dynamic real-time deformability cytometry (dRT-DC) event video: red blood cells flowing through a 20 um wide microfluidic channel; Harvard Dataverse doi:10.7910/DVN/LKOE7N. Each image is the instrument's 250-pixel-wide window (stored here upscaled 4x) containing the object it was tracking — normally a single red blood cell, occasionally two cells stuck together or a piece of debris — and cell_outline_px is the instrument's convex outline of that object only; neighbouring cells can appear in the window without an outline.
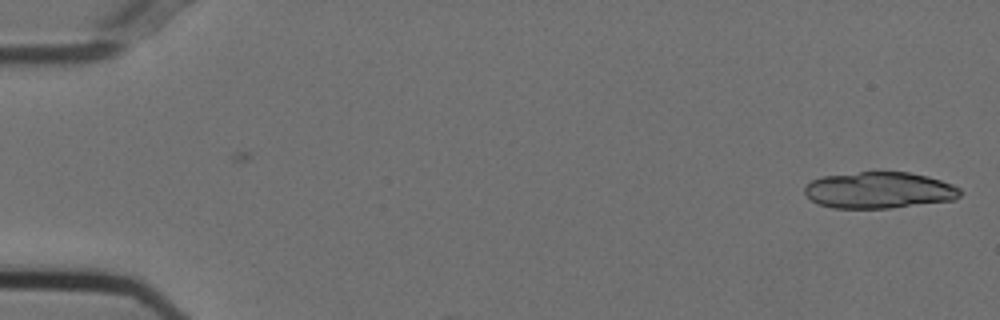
{"species": "Egyptian fruit bat (a non-hibernating species)", "species_latin": "Rousettus aegyptiacus", "temperature_condition": "cold", "stored_images_in_passage": 5, "camera_frame_rate_fps": 3000, "um_per_image_px": 0.085, "animal": {"sex": "female"}, "frame": {"image": 1, "passage_image": 1, "time_ms": 0.0, "image_size_px": [1000, 320], "cell_outline_px": [[964, 192], [960, 196], [952, 200], [888, 208], [832, 208], [820, 204], [812, 200], [804, 192], [804, 188], [812, 180], [824, 176], [860, 172], [908, 172], [928, 176], [952, 184], [960, 188]], "centroid_in_image_um": [74.75, 16.16], "position_along_channel_um": 10.2, "area_um2": 32.83}}